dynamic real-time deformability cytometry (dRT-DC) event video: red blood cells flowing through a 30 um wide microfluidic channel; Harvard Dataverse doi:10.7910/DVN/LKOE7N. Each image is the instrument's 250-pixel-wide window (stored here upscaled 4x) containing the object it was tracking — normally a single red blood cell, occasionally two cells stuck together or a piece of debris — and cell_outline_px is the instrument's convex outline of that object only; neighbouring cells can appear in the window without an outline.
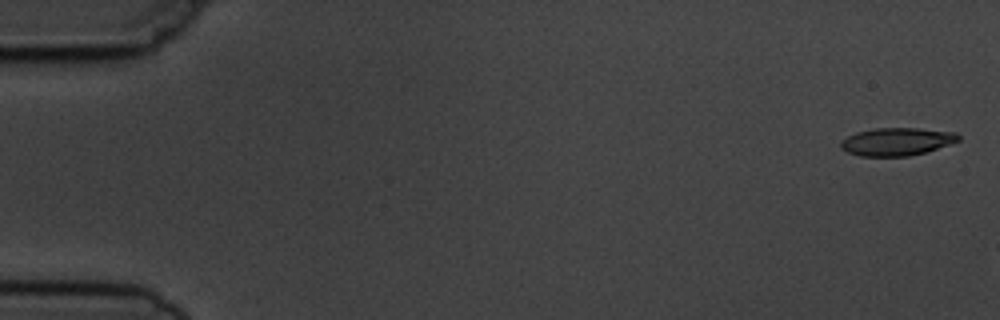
{"species": "common noctule bat (a hibernating species)", "species_latin": "Nyctalus noctula", "temperature_condition": "cold", "stored_images_in_passage": 2, "camera_frame_rate_fps": 3000, "um_per_image_px": 0.085, "animal": {"sex": "male", "body_mass_g": 19.5, "forearm_length_mm": 54.6}, "frame": {"image": 1, "passage_image": 1, "time_ms": 0.0, "image_size_px": [1000, 320], "cell_outline_px": [[960, 140], [924, 152], [908, 156], [860, 156], [848, 152], [840, 148], [840, 140], [856, 132], [872, 128], [916, 128], [956, 132], [960, 136]], "centroid_in_image_um": [76.18, 12.03], "position_along_channel_um": 8.8, "area_um2": 19.02}}